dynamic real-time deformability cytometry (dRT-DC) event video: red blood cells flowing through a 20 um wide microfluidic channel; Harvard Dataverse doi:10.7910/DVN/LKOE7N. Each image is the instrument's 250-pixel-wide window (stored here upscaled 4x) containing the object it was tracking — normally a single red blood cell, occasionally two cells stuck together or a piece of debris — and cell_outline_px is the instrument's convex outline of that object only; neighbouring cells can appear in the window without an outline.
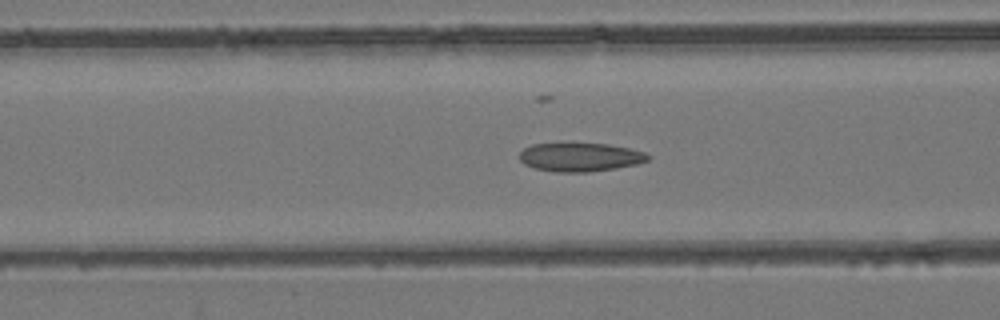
{"species": "common noctule bat (a hibernating species)", "species_latin": "Nyctalus noctula", "temperature_condition": "room temperature", "stored_images_in_passage": 55, "camera_frame_rate_fps": 3000, "um_per_image_px": 0.085, "animal": {"sex": "female", "body_mass_g": 24.6, "forearm_length_mm": 56.2}, "frame": {"image": 1, "passage_image": 22, "time_ms": 7.0, "image_size_px": [1000, 320], "cell_outline_px": [[652, 156], [648, 160], [636, 164], [616, 168], [588, 172], [556, 172], [536, 168], [524, 164], [520, 160], [520, 152], [524, 148], [532, 144], [572, 140], [608, 144], [628, 148], [644, 152]], "centroid_in_image_um": [49.28, 13.3], "position_along_channel_um": 117.3, "area_um2": 22.31}}
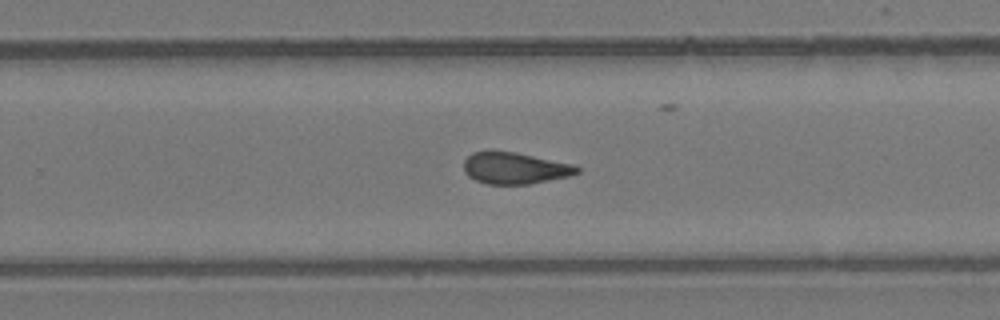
{"frame": {"image": 2, "passage_image": 35, "time_ms": 11.333, "image_size_px": [1000, 320], "cell_outline_px": [[580, 172], [568, 176], [528, 184], [488, 184], [476, 180], [468, 176], [464, 172], [464, 160], [472, 152], [516, 152], [572, 164], [580, 168]], "centroid_in_image_um": [43.75, 14.3], "position_along_channel_um": 286.0, "area_um2": 20.52}}
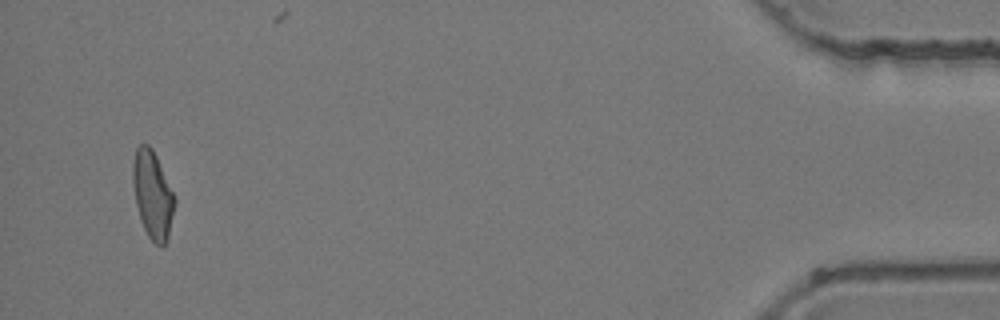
{"frame": {"image": 3, "passage_image": 52, "time_ms": 17.0, "image_size_px": [1000, 320], "cell_outline_px": [[176, 204], [168, 236], [164, 244], [160, 248], [148, 236], [140, 220], [136, 204], [132, 184], [132, 164], [136, 148], [140, 144], [148, 144], [152, 148], [176, 196]], "centroid_in_image_um": [12.97, 16.54], "position_along_channel_um": 422.2, "area_um2": 21.56}, "authors_computed_cell_mechanics": {"area_um2": 21.5594, "velocity_mm_per_s": 3.9004, "shape_relaxation_time_tau1_ms": null, "shape_relaxation_time_tau2_ms": 2.4725, "deformation_change_tau1": null, "deformation_change_tau2": 0.1052}}